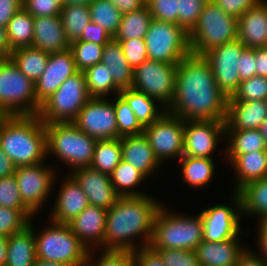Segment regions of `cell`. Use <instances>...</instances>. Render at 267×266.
<instances>
[{
	"label": "cell",
	"mask_w": 267,
	"mask_h": 266,
	"mask_svg": "<svg viewBox=\"0 0 267 266\" xmlns=\"http://www.w3.org/2000/svg\"><path fill=\"white\" fill-rule=\"evenodd\" d=\"M15 170L16 166L0 147V178L13 175Z\"/></svg>",
	"instance_id": "cell-61"
},
{
	"label": "cell",
	"mask_w": 267,
	"mask_h": 266,
	"mask_svg": "<svg viewBox=\"0 0 267 266\" xmlns=\"http://www.w3.org/2000/svg\"><path fill=\"white\" fill-rule=\"evenodd\" d=\"M77 72L70 49L50 54L45 71L35 83L37 101L42 104L66 79Z\"/></svg>",
	"instance_id": "cell-19"
},
{
	"label": "cell",
	"mask_w": 267,
	"mask_h": 266,
	"mask_svg": "<svg viewBox=\"0 0 267 266\" xmlns=\"http://www.w3.org/2000/svg\"><path fill=\"white\" fill-rule=\"evenodd\" d=\"M256 238H257L256 245L258 244L257 245L258 250L256 251H259L260 254L258 252L256 253L267 263V235H258L256 236Z\"/></svg>",
	"instance_id": "cell-63"
},
{
	"label": "cell",
	"mask_w": 267,
	"mask_h": 266,
	"mask_svg": "<svg viewBox=\"0 0 267 266\" xmlns=\"http://www.w3.org/2000/svg\"><path fill=\"white\" fill-rule=\"evenodd\" d=\"M0 206L16 210H30L22 201L14 174L0 178Z\"/></svg>",
	"instance_id": "cell-47"
},
{
	"label": "cell",
	"mask_w": 267,
	"mask_h": 266,
	"mask_svg": "<svg viewBox=\"0 0 267 266\" xmlns=\"http://www.w3.org/2000/svg\"><path fill=\"white\" fill-rule=\"evenodd\" d=\"M258 226L257 235H267V215L262 216L260 219L256 220Z\"/></svg>",
	"instance_id": "cell-65"
},
{
	"label": "cell",
	"mask_w": 267,
	"mask_h": 266,
	"mask_svg": "<svg viewBox=\"0 0 267 266\" xmlns=\"http://www.w3.org/2000/svg\"><path fill=\"white\" fill-rule=\"evenodd\" d=\"M88 7L91 22L101 25L114 38L123 14L109 0H94Z\"/></svg>",
	"instance_id": "cell-41"
},
{
	"label": "cell",
	"mask_w": 267,
	"mask_h": 266,
	"mask_svg": "<svg viewBox=\"0 0 267 266\" xmlns=\"http://www.w3.org/2000/svg\"><path fill=\"white\" fill-rule=\"evenodd\" d=\"M188 37L191 53L203 55L214 47L237 40L238 19L208 0Z\"/></svg>",
	"instance_id": "cell-8"
},
{
	"label": "cell",
	"mask_w": 267,
	"mask_h": 266,
	"mask_svg": "<svg viewBox=\"0 0 267 266\" xmlns=\"http://www.w3.org/2000/svg\"><path fill=\"white\" fill-rule=\"evenodd\" d=\"M107 99L90 98L73 121L80 130L96 140L118 138L114 105L112 99Z\"/></svg>",
	"instance_id": "cell-16"
},
{
	"label": "cell",
	"mask_w": 267,
	"mask_h": 266,
	"mask_svg": "<svg viewBox=\"0 0 267 266\" xmlns=\"http://www.w3.org/2000/svg\"><path fill=\"white\" fill-rule=\"evenodd\" d=\"M0 147L16 167L47 161L45 123L38 115L0 116Z\"/></svg>",
	"instance_id": "cell-3"
},
{
	"label": "cell",
	"mask_w": 267,
	"mask_h": 266,
	"mask_svg": "<svg viewBox=\"0 0 267 266\" xmlns=\"http://www.w3.org/2000/svg\"><path fill=\"white\" fill-rule=\"evenodd\" d=\"M59 185L54 208L49 216L51 221L68 224L75 219L87 206L89 200L75 179L67 174Z\"/></svg>",
	"instance_id": "cell-20"
},
{
	"label": "cell",
	"mask_w": 267,
	"mask_h": 266,
	"mask_svg": "<svg viewBox=\"0 0 267 266\" xmlns=\"http://www.w3.org/2000/svg\"><path fill=\"white\" fill-rule=\"evenodd\" d=\"M240 239L238 235L220 242L203 240L194 250L200 266H235L248 248Z\"/></svg>",
	"instance_id": "cell-23"
},
{
	"label": "cell",
	"mask_w": 267,
	"mask_h": 266,
	"mask_svg": "<svg viewBox=\"0 0 267 266\" xmlns=\"http://www.w3.org/2000/svg\"><path fill=\"white\" fill-rule=\"evenodd\" d=\"M240 82L256 75L254 48L245 47L239 59Z\"/></svg>",
	"instance_id": "cell-56"
},
{
	"label": "cell",
	"mask_w": 267,
	"mask_h": 266,
	"mask_svg": "<svg viewBox=\"0 0 267 266\" xmlns=\"http://www.w3.org/2000/svg\"><path fill=\"white\" fill-rule=\"evenodd\" d=\"M98 252L100 253V255L98 254ZM86 265L87 266H135L133 259V252L106 251V250H99V251L90 250L87 256Z\"/></svg>",
	"instance_id": "cell-46"
},
{
	"label": "cell",
	"mask_w": 267,
	"mask_h": 266,
	"mask_svg": "<svg viewBox=\"0 0 267 266\" xmlns=\"http://www.w3.org/2000/svg\"><path fill=\"white\" fill-rule=\"evenodd\" d=\"M87 196L90 205L110 209L119 199L112 186L110 175L90 166L78 168L69 173Z\"/></svg>",
	"instance_id": "cell-18"
},
{
	"label": "cell",
	"mask_w": 267,
	"mask_h": 266,
	"mask_svg": "<svg viewBox=\"0 0 267 266\" xmlns=\"http://www.w3.org/2000/svg\"><path fill=\"white\" fill-rule=\"evenodd\" d=\"M267 77L253 76L239 83L238 89L228 101H266Z\"/></svg>",
	"instance_id": "cell-45"
},
{
	"label": "cell",
	"mask_w": 267,
	"mask_h": 266,
	"mask_svg": "<svg viewBox=\"0 0 267 266\" xmlns=\"http://www.w3.org/2000/svg\"><path fill=\"white\" fill-rule=\"evenodd\" d=\"M107 210L89 205L68 225L88 250H103Z\"/></svg>",
	"instance_id": "cell-21"
},
{
	"label": "cell",
	"mask_w": 267,
	"mask_h": 266,
	"mask_svg": "<svg viewBox=\"0 0 267 266\" xmlns=\"http://www.w3.org/2000/svg\"><path fill=\"white\" fill-rule=\"evenodd\" d=\"M153 19L178 24V0H146Z\"/></svg>",
	"instance_id": "cell-49"
},
{
	"label": "cell",
	"mask_w": 267,
	"mask_h": 266,
	"mask_svg": "<svg viewBox=\"0 0 267 266\" xmlns=\"http://www.w3.org/2000/svg\"><path fill=\"white\" fill-rule=\"evenodd\" d=\"M230 199L229 204H214L199 213L203 219V240L220 242L243 233L249 235L241 226L242 210L239 193L232 192Z\"/></svg>",
	"instance_id": "cell-14"
},
{
	"label": "cell",
	"mask_w": 267,
	"mask_h": 266,
	"mask_svg": "<svg viewBox=\"0 0 267 266\" xmlns=\"http://www.w3.org/2000/svg\"><path fill=\"white\" fill-rule=\"evenodd\" d=\"M122 14L146 6V0H109Z\"/></svg>",
	"instance_id": "cell-59"
},
{
	"label": "cell",
	"mask_w": 267,
	"mask_h": 266,
	"mask_svg": "<svg viewBox=\"0 0 267 266\" xmlns=\"http://www.w3.org/2000/svg\"><path fill=\"white\" fill-rule=\"evenodd\" d=\"M119 94L126 100L143 128L151 125L166 111L155 99L132 88L122 89Z\"/></svg>",
	"instance_id": "cell-32"
},
{
	"label": "cell",
	"mask_w": 267,
	"mask_h": 266,
	"mask_svg": "<svg viewBox=\"0 0 267 266\" xmlns=\"http://www.w3.org/2000/svg\"><path fill=\"white\" fill-rule=\"evenodd\" d=\"M33 220H30L29 226L35 236L37 259L60 262L67 266H81L86 263L89 250L68 224L48 219V226L39 232L36 231Z\"/></svg>",
	"instance_id": "cell-6"
},
{
	"label": "cell",
	"mask_w": 267,
	"mask_h": 266,
	"mask_svg": "<svg viewBox=\"0 0 267 266\" xmlns=\"http://www.w3.org/2000/svg\"><path fill=\"white\" fill-rule=\"evenodd\" d=\"M184 124L183 119L165 111L155 122L144 127L143 134L162 165L183 156Z\"/></svg>",
	"instance_id": "cell-13"
},
{
	"label": "cell",
	"mask_w": 267,
	"mask_h": 266,
	"mask_svg": "<svg viewBox=\"0 0 267 266\" xmlns=\"http://www.w3.org/2000/svg\"><path fill=\"white\" fill-rule=\"evenodd\" d=\"M262 137L264 138L265 144L267 146V118L263 121L262 125L259 128Z\"/></svg>",
	"instance_id": "cell-68"
},
{
	"label": "cell",
	"mask_w": 267,
	"mask_h": 266,
	"mask_svg": "<svg viewBox=\"0 0 267 266\" xmlns=\"http://www.w3.org/2000/svg\"><path fill=\"white\" fill-rule=\"evenodd\" d=\"M101 63L108 67L114 83L121 90L132 87L134 70L126 61L120 43L114 38L104 46Z\"/></svg>",
	"instance_id": "cell-30"
},
{
	"label": "cell",
	"mask_w": 267,
	"mask_h": 266,
	"mask_svg": "<svg viewBox=\"0 0 267 266\" xmlns=\"http://www.w3.org/2000/svg\"><path fill=\"white\" fill-rule=\"evenodd\" d=\"M226 14L235 18L242 16L247 10L257 6L262 0H211Z\"/></svg>",
	"instance_id": "cell-53"
},
{
	"label": "cell",
	"mask_w": 267,
	"mask_h": 266,
	"mask_svg": "<svg viewBox=\"0 0 267 266\" xmlns=\"http://www.w3.org/2000/svg\"><path fill=\"white\" fill-rule=\"evenodd\" d=\"M32 47L48 54L70 49L65 36L61 16L34 17V36Z\"/></svg>",
	"instance_id": "cell-25"
},
{
	"label": "cell",
	"mask_w": 267,
	"mask_h": 266,
	"mask_svg": "<svg viewBox=\"0 0 267 266\" xmlns=\"http://www.w3.org/2000/svg\"><path fill=\"white\" fill-rule=\"evenodd\" d=\"M60 16L65 36L70 43L79 40L85 27L91 22L88 5H63Z\"/></svg>",
	"instance_id": "cell-40"
},
{
	"label": "cell",
	"mask_w": 267,
	"mask_h": 266,
	"mask_svg": "<svg viewBox=\"0 0 267 266\" xmlns=\"http://www.w3.org/2000/svg\"><path fill=\"white\" fill-rule=\"evenodd\" d=\"M177 65L148 59L134 69L131 88L147 94L167 109L174 97Z\"/></svg>",
	"instance_id": "cell-11"
},
{
	"label": "cell",
	"mask_w": 267,
	"mask_h": 266,
	"mask_svg": "<svg viewBox=\"0 0 267 266\" xmlns=\"http://www.w3.org/2000/svg\"><path fill=\"white\" fill-rule=\"evenodd\" d=\"M235 266H267V263L249 246Z\"/></svg>",
	"instance_id": "cell-58"
},
{
	"label": "cell",
	"mask_w": 267,
	"mask_h": 266,
	"mask_svg": "<svg viewBox=\"0 0 267 266\" xmlns=\"http://www.w3.org/2000/svg\"><path fill=\"white\" fill-rule=\"evenodd\" d=\"M228 164L235 173L233 192H238L252 181L267 177V151L240 154Z\"/></svg>",
	"instance_id": "cell-27"
},
{
	"label": "cell",
	"mask_w": 267,
	"mask_h": 266,
	"mask_svg": "<svg viewBox=\"0 0 267 266\" xmlns=\"http://www.w3.org/2000/svg\"><path fill=\"white\" fill-rule=\"evenodd\" d=\"M12 51L8 41L7 28L0 27V60L10 59Z\"/></svg>",
	"instance_id": "cell-62"
},
{
	"label": "cell",
	"mask_w": 267,
	"mask_h": 266,
	"mask_svg": "<svg viewBox=\"0 0 267 266\" xmlns=\"http://www.w3.org/2000/svg\"><path fill=\"white\" fill-rule=\"evenodd\" d=\"M112 38L101 25L90 22L85 27L80 39L76 41L93 42L105 46Z\"/></svg>",
	"instance_id": "cell-54"
},
{
	"label": "cell",
	"mask_w": 267,
	"mask_h": 266,
	"mask_svg": "<svg viewBox=\"0 0 267 266\" xmlns=\"http://www.w3.org/2000/svg\"><path fill=\"white\" fill-rule=\"evenodd\" d=\"M7 257V237L0 235V266H5Z\"/></svg>",
	"instance_id": "cell-64"
},
{
	"label": "cell",
	"mask_w": 267,
	"mask_h": 266,
	"mask_svg": "<svg viewBox=\"0 0 267 266\" xmlns=\"http://www.w3.org/2000/svg\"><path fill=\"white\" fill-rule=\"evenodd\" d=\"M113 188L120 197L142 196L147 193L137 189L148 179L131 164L121 160L110 174ZM139 190V191H138Z\"/></svg>",
	"instance_id": "cell-34"
},
{
	"label": "cell",
	"mask_w": 267,
	"mask_h": 266,
	"mask_svg": "<svg viewBox=\"0 0 267 266\" xmlns=\"http://www.w3.org/2000/svg\"><path fill=\"white\" fill-rule=\"evenodd\" d=\"M208 0H178V25L189 33Z\"/></svg>",
	"instance_id": "cell-48"
},
{
	"label": "cell",
	"mask_w": 267,
	"mask_h": 266,
	"mask_svg": "<svg viewBox=\"0 0 267 266\" xmlns=\"http://www.w3.org/2000/svg\"><path fill=\"white\" fill-rule=\"evenodd\" d=\"M36 217L31 210H16L0 206V235L8 237L23 231Z\"/></svg>",
	"instance_id": "cell-44"
},
{
	"label": "cell",
	"mask_w": 267,
	"mask_h": 266,
	"mask_svg": "<svg viewBox=\"0 0 267 266\" xmlns=\"http://www.w3.org/2000/svg\"><path fill=\"white\" fill-rule=\"evenodd\" d=\"M226 150L221 151L225 162H231L237 155L267 151L259 129L225 130ZM227 159V160H226Z\"/></svg>",
	"instance_id": "cell-28"
},
{
	"label": "cell",
	"mask_w": 267,
	"mask_h": 266,
	"mask_svg": "<svg viewBox=\"0 0 267 266\" xmlns=\"http://www.w3.org/2000/svg\"><path fill=\"white\" fill-rule=\"evenodd\" d=\"M135 266H166L160 255L150 246L133 251Z\"/></svg>",
	"instance_id": "cell-55"
},
{
	"label": "cell",
	"mask_w": 267,
	"mask_h": 266,
	"mask_svg": "<svg viewBox=\"0 0 267 266\" xmlns=\"http://www.w3.org/2000/svg\"><path fill=\"white\" fill-rule=\"evenodd\" d=\"M256 75L267 77V47L254 48Z\"/></svg>",
	"instance_id": "cell-60"
},
{
	"label": "cell",
	"mask_w": 267,
	"mask_h": 266,
	"mask_svg": "<svg viewBox=\"0 0 267 266\" xmlns=\"http://www.w3.org/2000/svg\"><path fill=\"white\" fill-rule=\"evenodd\" d=\"M112 102L116 113L118 138L143 134L144 128L137 121L126 100L120 94H117Z\"/></svg>",
	"instance_id": "cell-42"
},
{
	"label": "cell",
	"mask_w": 267,
	"mask_h": 266,
	"mask_svg": "<svg viewBox=\"0 0 267 266\" xmlns=\"http://www.w3.org/2000/svg\"><path fill=\"white\" fill-rule=\"evenodd\" d=\"M118 42L122 47L126 61L133 70L148 60L147 46L144 39L138 38Z\"/></svg>",
	"instance_id": "cell-51"
},
{
	"label": "cell",
	"mask_w": 267,
	"mask_h": 266,
	"mask_svg": "<svg viewBox=\"0 0 267 266\" xmlns=\"http://www.w3.org/2000/svg\"><path fill=\"white\" fill-rule=\"evenodd\" d=\"M144 40L149 60L179 64L191 52L188 33L175 23L152 19Z\"/></svg>",
	"instance_id": "cell-10"
},
{
	"label": "cell",
	"mask_w": 267,
	"mask_h": 266,
	"mask_svg": "<svg viewBox=\"0 0 267 266\" xmlns=\"http://www.w3.org/2000/svg\"><path fill=\"white\" fill-rule=\"evenodd\" d=\"M238 193L241 199L242 217L260 219L267 215V177L246 184Z\"/></svg>",
	"instance_id": "cell-33"
},
{
	"label": "cell",
	"mask_w": 267,
	"mask_h": 266,
	"mask_svg": "<svg viewBox=\"0 0 267 266\" xmlns=\"http://www.w3.org/2000/svg\"><path fill=\"white\" fill-rule=\"evenodd\" d=\"M222 141L225 143V121H185L183 156L213 158Z\"/></svg>",
	"instance_id": "cell-17"
},
{
	"label": "cell",
	"mask_w": 267,
	"mask_h": 266,
	"mask_svg": "<svg viewBox=\"0 0 267 266\" xmlns=\"http://www.w3.org/2000/svg\"><path fill=\"white\" fill-rule=\"evenodd\" d=\"M63 6V0H57Z\"/></svg>",
	"instance_id": "cell-69"
},
{
	"label": "cell",
	"mask_w": 267,
	"mask_h": 266,
	"mask_svg": "<svg viewBox=\"0 0 267 266\" xmlns=\"http://www.w3.org/2000/svg\"><path fill=\"white\" fill-rule=\"evenodd\" d=\"M166 266H200L193 250L186 249H153Z\"/></svg>",
	"instance_id": "cell-50"
},
{
	"label": "cell",
	"mask_w": 267,
	"mask_h": 266,
	"mask_svg": "<svg viewBox=\"0 0 267 266\" xmlns=\"http://www.w3.org/2000/svg\"><path fill=\"white\" fill-rule=\"evenodd\" d=\"M228 98L203 55L189 53L177 65L174 97L166 112L187 120L225 121Z\"/></svg>",
	"instance_id": "cell-1"
},
{
	"label": "cell",
	"mask_w": 267,
	"mask_h": 266,
	"mask_svg": "<svg viewBox=\"0 0 267 266\" xmlns=\"http://www.w3.org/2000/svg\"><path fill=\"white\" fill-rule=\"evenodd\" d=\"M193 215V216H191ZM170 211L165 203L161 205L154 219L152 249L195 250L203 241V219L198 213Z\"/></svg>",
	"instance_id": "cell-4"
},
{
	"label": "cell",
	"mask_w": 267,
	"mask_h": 266,
	"mask_svg": "<svg viewBox=\"0 0 267 266\" xmlns=\"http://www.w3.org/2000/svg\"><path fill=\"white\" fill-rule=\"evenodd\" d=\"M6 28L8 41L12 50L32 46L34 17L23 7L13 15Z\"/></svg>",
	"instance_id": "cell-37"
},
{
	"label": "cell",
	"mask_w": 267,
	"mask_h": 266,
	"mask_svg": "<svg viewBox=\"0 0 267 266\" xmlns=\"http://www.w3.org/2000/svg\"><path fill=\"white\" fill-rule=\"evenodd\" d=\"M48 53L34 47H21L12 51L10 59L17 68L34 83L47 66Z\"/></svg>",
	"instance_id": "cell-35"
},
{
	"label": "cell",
	"mask_w": 267,
	"mask_h": 266,
	"mask_svg": "<svg viewBox=\"0 0 267 266\" xmlns=\"http://www.w3.org/2000/svg\"><path fill=\"white\" fill-rule=\"evenodd\" d=\"M161 202L150 194L119 197L107 210L103 250L133 252L149 246Z\"/></svg>",
	"instance_id": "cell-2"
},
{
	"label": "cell",
	"mask_w": 267,
	"mask_h": 266,
	"mask_svg": "<svg viewBox=\"0 0 267 266\" xmlns=\"http://www.w3.org/2000/svg\"><path fill=\"white\" fill-rule=\"evenodd\" d=\"M152 19L147 5L139 10L124 13L114 39L116 41L144 39Z\"/></svg>",
	"instance_id": "cell-38"
},
{
	"label": "cell",
	"mask_w": 267,
	"mask_h": 266,
	"mask_svg": "<svg viewBox=\"0 0 267 266\" xmlns=\"http://www.w3.org/2000/svg\"><path fill=\"white\" fill-rule=\"evenodd\" d=\"M23 0H0V27H7L13 15L22 8Z\"/></svg>",
	"instance_id": "cell-57"
},
{
	"label": "cell",
	"mask_w": 267,
	"mask_h": 266,
	"mask_svg": "<svg viewBox=\"0 0 267 266\" xmlns=\"http://www.w3.org/2000/svg\"><path fill=\"white\" fill-rule=\"evenodd\" d=\"M35 83L11 59L0 60V116L38 115Z\"/></svg>",
	"instance_id": "cell-7"
},
{
	"label": "cell",
	"mask_w": 267,
	"mask_h": 266,
	"mask_svg": "<svg viewBox=\"0 0 267 266\" xmlns=\"http://www.w3.org/2000/svg\"><path fill=\"white\" fill-rule=\"evenodd\" d=\"M55 165L47 162L16 167V183L23 203L36 215L48 202L59 174ZM54 187V188H53Z\"/></svg>",
	"instance_id": "cell-12"
},
{
	"label": "cell",
	"mask_w": 267,
	"mask_h": 266,
	"mask_svg": "<svg viewBox=\"0 0 267 266\" xmlns=\"http://www.w3.org/2000/svg\"><path fill=\"white\" fill-rule=\"evenodd\" d=\"M47 156L61 160L69 169L90 166L93 159L96 139L80 130L73 122L45 124ZM70 167V168H69Z\"/></svg>",
	"instance_id": "cell-5"
},
{
	"label": "cell",
	"mask_w": 267,
	"mask_h": 266,
	"mask_svg": "<svg viewBox=\"0 0 267 266\" xmlns=\"http://www.w3.org/2000/svg\"><path fill=\"white\" fill-rule=\"evenodd\" d=\"M83 73L91 98H108L109 94L111 95L110 98H112V93L115 96L121 91L114 83L108 67L101 62L86 69Z\"/></svg>",
	"instance_id": "cell-36"
},
{
	"label": "cell",
	"mask_w": 267,
	"mask_h": 266,
	"mask_svg": "<svg viewBox=\"0 0 267 266\" xmlns=\"http://www.w3.org/2000/svg\"><path fill=\"white\" fill-rule=\"evenodd\" d=\"M122 160L120 138L97 140L91 168L110 175Z\"/></svg>",
	"instance_id": "cell-39"
},
{
	"label": "cell",
	"mask_w": 267,
	"mask_h": 266,
	"mask_svg": "<svg viewBox=\"0 0 267 266\" xmlns=\"http://www.w3.org/2000/svg\"><path fill=\"white\" fill-rule=\"evenodd\" d=\"M122 160L131 164L147 179L157 174L163 166L155 157L147 137L144 134L120 138Z\"/></svg>",
	"instance_id": "cell-22"
},
{
	"label": "cell",
	"mask_w": 267,
	"mask_h": 266,
	"mask_svg": "<svg viewBox=\"0 0 267 266\" xmlns=\"http://www.w3.org/2000/svg\"><path fill=\"white\" fill-rule=\"evenodd\" d=\"M237 39L248 48L267 47V1L262 0L257 6L238 17Z\"/></svg>",
	"instance_id": "cell-24"
},
{
	"label": "cell",
	"mask_w": 267,
	"mask_h": 266,
	"mask_svg": "<svg viewBox=\"0 0 267 266\" xmlns=\"http://www.w3.org/2000/svg\"><path fill=\"white\" fill-rule=\"evenodd\" d=\"M104 46L86 41H73L70 50L73 53L78 71L84 72L91 66L101 62Z\"/></svg>",
	"instance_id": "cell-43"
},
{
	"label": "cell",
	"mask_w": 267,
	"mask_h": 266,
	"mask_svg": "<svg viewBox=\"0 0 267 266\" xmlns=\"http://www.w3.org/2000/svg\"><path fill=\"white\" fill-rule=\"evenodd\" d=\"M34 266H67V265L60 263V262H55V261L36 259Z\"/></svg>",
	"instance_id": "cell-66"
},
{
	"label": "cell",
	"mask_w": 267,
	"mask_h": 266,
	"mask_svg": "<svg viewBox=\"0 0 267 266\" xmlns=\"http://www.w3.org/2000/svg\"><path fill=\"white\" fill-rule=\"evenodd\" d=\"M83 72L78 71L41 104L38 116L44 122H73L90 99Z\"/></svg>",
	"instance_id": "cell-9"
},
{
	"label": "cell",
	"mask_w": 267,
	"mask_h": 266,
	"mask_svg": "<svg viewBox=\"0 0 267 266\" xmlns=\"http://www.w3.org/2000/svg\"><path fill=\"white\" fill-rule=\"evenodd\" d=\"M36 259L35 236L30 226L7 237L5 266H34Z\"/></svg>",
	"instance_id": "cell-29"
},
{
	"label": "cell",
	"mask_w": 267,
	"mask_h": 266,
	"mask_svg": "<svg viewBox=\"0 0 267 266\" xmlns=\"http://www.w3.org/2000/svg\"><path fill=\"white\" fill-rule=\"evenodd\" d=\"M245 46L237 39L203 54L211 66L219 90L229 99L238 89L239 59Z\"/></svg>",
	"instance_id": "cell-15"
},
{
	"label": "cell",
	"mask_w": 267,
	"mask_h": 266,
	"mask_svg": "<svg viewBox=\"0 0 267 266\" xmlns=\"http://www.w3.org/2000/svg\"><path fill=\"white\" fill-rule=\"evenodd\" d=\"M94 0H63V5L82 4L90 5Z\"/></svg>",
	"instance_id": "cell-67"
},
{
	"label": "cell",
	"mask_w": 267,
	"mask_h": 266,
	"mask_svg": "<svg viewBox=\"0 0 267 266\" xmlns=\"http://www.w3.org/2000/svg\"><path fill=\"white\" fill-rule=\"evenodd\" d=\"M214 158L182 156L178 161L183 181L195 189H203L213 180L215 174ZM199 187V188H198Z\"/></svg>",
	"instance_id": "cell-31"
},
{
	"label": "cell",
	"mask_w": 267,
	"mask_h": 266,
	"mask_svg": "<svg viewBox=\"0 0 267 266\" xmlns=\"http://www.w3.org/2000/svg\"><path fill=\"white\" fill-rule=\"evenodd\" d=\"M22 7L33 17L58 16L62 5L57 0H23Z\"/></svg>",
	"instance_id": "cell-52"
},
{
	"label": "cell",
	"mask_w": 267,
	"mask_h": 266,
	"mask_svg": "<svg viewBox=\"0 0 267 266\" xmlns=\"http://www.w3.org/2000/svg\"><path fill=\"white\" fill-rule=\"evenodd\" d=\"M266 118V101H228L225 130L259 129Z\"/></svg>",
	"instance_id": "cell-26"
}]
</instances>
